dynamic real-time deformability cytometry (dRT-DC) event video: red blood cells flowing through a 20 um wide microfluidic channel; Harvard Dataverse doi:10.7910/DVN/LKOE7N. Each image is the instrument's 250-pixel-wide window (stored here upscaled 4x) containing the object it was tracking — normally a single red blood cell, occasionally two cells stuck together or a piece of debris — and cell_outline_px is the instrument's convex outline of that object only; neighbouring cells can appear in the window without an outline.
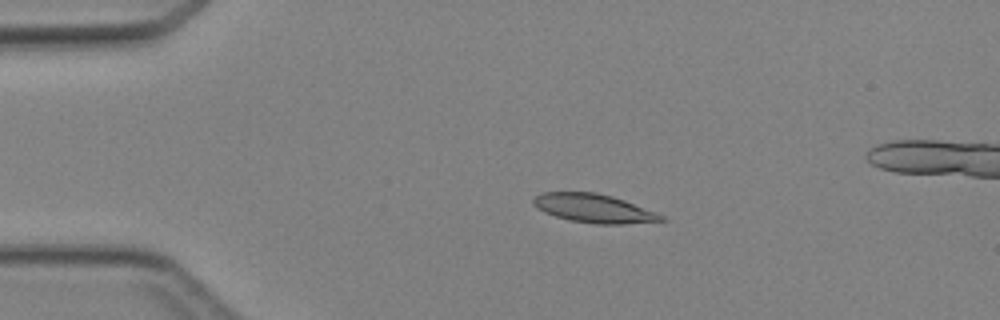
{"species": "Egyptian fruit bat (a non-hibernating species)", "species_latin": "Rousettus aegyptiacus", "temperature_condition": "cold", "stored_images_in_passage": 3, "camera_frame_rate_fps": 3000, "um_per_image_px": 0.085, "animal": {"sex": "female"}, "frame": {"image": 1, "passage_image": 1, "time_ms": 0.0, "image_size_px": [1000, 320], "cell_outline_px": [[668, 220], [624, 224], [596, 224], [568, 220], [544, 212], [536, 208], [532, 204], [532, 200], [540, 192], [596, 192], [612, 196], [624, 200], [656, 212], [664, 216]], "centroid_in_image_um": [50.46, 17.71], "position_along_channel_um": 34.5, "area_um2": 21.44}}